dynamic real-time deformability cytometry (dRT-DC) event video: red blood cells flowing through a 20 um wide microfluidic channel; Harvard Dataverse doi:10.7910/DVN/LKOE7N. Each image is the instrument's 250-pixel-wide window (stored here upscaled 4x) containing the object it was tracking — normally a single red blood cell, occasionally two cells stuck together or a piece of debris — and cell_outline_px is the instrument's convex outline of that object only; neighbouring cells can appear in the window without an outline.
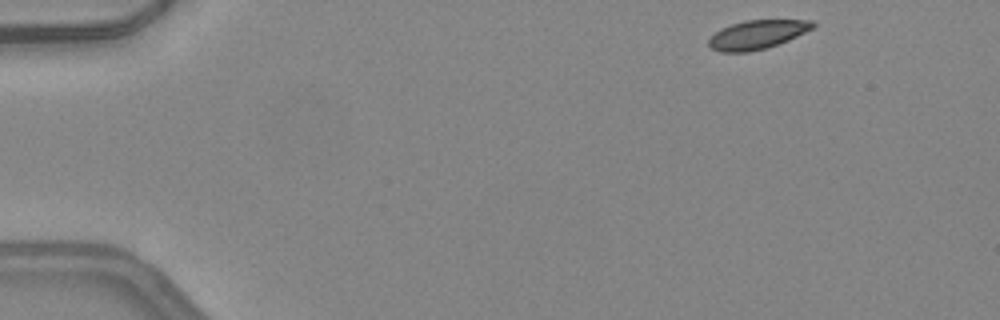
{"species": "common noctule bat (a hibernating species)", "species_latin": "Nyctalus noctula", "temperature_condition": "warm", "stored_images_in_passage": 45, "camera_frame_rate_fps": 3000, "um_per_image_px": 0.085, "animal": {"sex": "female", "body_mass_g": 24.6, "forearm_length_mm": 56.2}, "frame": {"image": 1, "passage_image": 1, "time_ms": 0.0, "image_size_px": [1000, 320], "cell_outline_px": [[816, 24], [812, 28], [788, 40], [764, 48], [748, 52], [720, 52], [712, 48], [708, 44], [708, 40], [720, 28], [744, 20], [812, 20]], "centroid_in_image_um": [64.33, 2.93], "position_along_channel_um": 20.7, "area_um2": 17.22}}
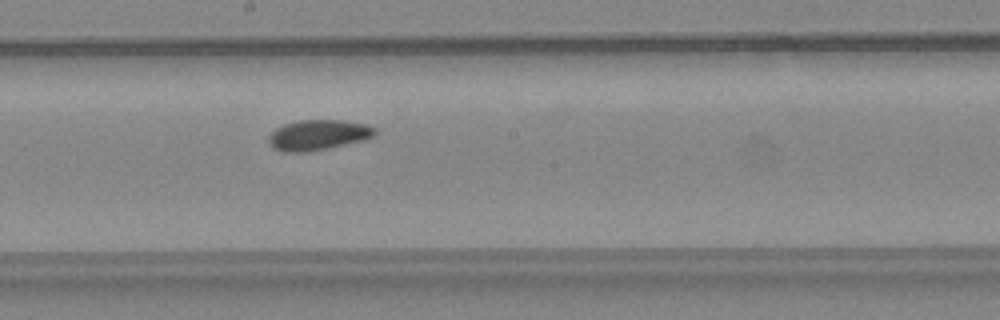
{"frame": {"image": 2, "passage_image": 23, "time_ms": 7.333, "image_size_px": [1000, 320], "cell_outline_px": [[376, 136], [364, 140], [328, 148], [308, 152], [284, 152], [272, 148], [268, 140], [268, 136], [276, 128], [284, 124], [300, 120], [344, 120], [368, 124], [376, 128]], "centroid_in_image_um": [27.07, 11.47], "position_along_channel_um": 221.1, "area_um2": 19.02}}
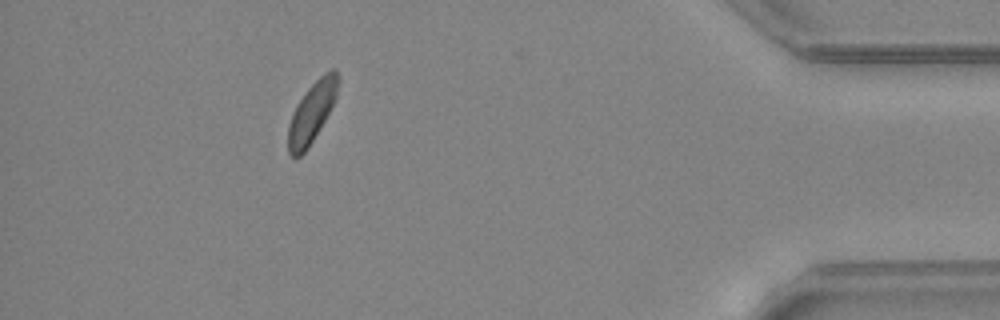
{"frame": {"image": 3, "passage_image": 40, "time_ms": 13.0, "image_size_px": [1000, 320], "cell_outline_px": [[340, 80], [336, 96], [324, 120], [308, 148], [300, 156], [292, 156], [288, 152], [288, 124], [292, 112], [308, 88], [324, 72], [332, 68], [340, 76]], "centroid_in_image_um": [26.5, 9.53], "position_along_channel_um": 408.7, "area_um2": 17.22}, "authors_computed_cell_mechanics": {"area_um2": 18.207, "velocity_mm_per_s": 4.2016, "shape_relaxation_time_tau1_ms": 1.8725, "shape_relaxation_time_tau2_ms": null, "deformation_change_tau1": 0.0792, "deformation_change_tau2": null}}